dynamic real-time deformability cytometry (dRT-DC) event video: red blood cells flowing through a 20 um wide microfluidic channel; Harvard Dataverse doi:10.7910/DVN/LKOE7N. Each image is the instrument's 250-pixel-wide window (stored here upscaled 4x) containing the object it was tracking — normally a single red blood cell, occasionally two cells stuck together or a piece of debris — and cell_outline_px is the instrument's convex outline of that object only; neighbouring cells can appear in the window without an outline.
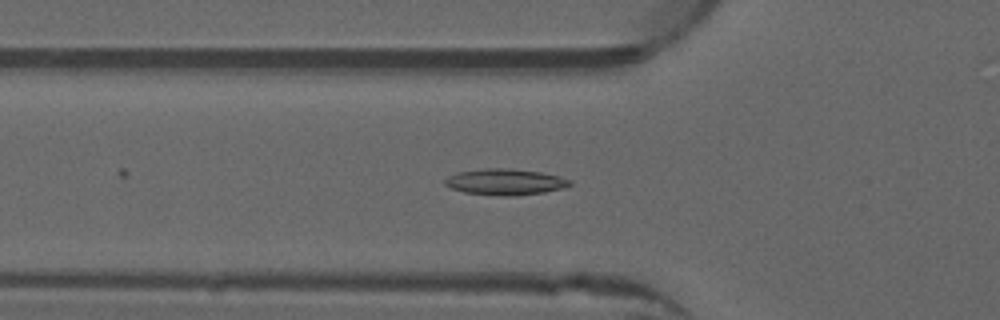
{"species": "common noctule bat (a hibernating species)", "species_latin": "Nyctalus noctula", "temperature_condition": "warm", "stored_images_in_passage": 25, "camera_frame_rate_fps": 3000, "um_per_image_px": 0.085, "animal": {"sex": "male", "forearm_length_mm": 52.5}, "frame": {"image": 1, "passage_image": 15, "time_ms": 4.667, "image_size_px": [1000, 320], "cell_outline_px": [[572, 184], [564, 188], [544, 192], [516, 196], [504, 196], [464, 192], [452, 188], [444, 184], [444, 180], [448, 176], [456, 172], [484, 168], [504, 168], [540, 172], [560, 176], [572, 180]], "centroid_in_image_um": [42.95, 15.46], "position_along_channel_um": 82.8, "area_um2": 19.07}}
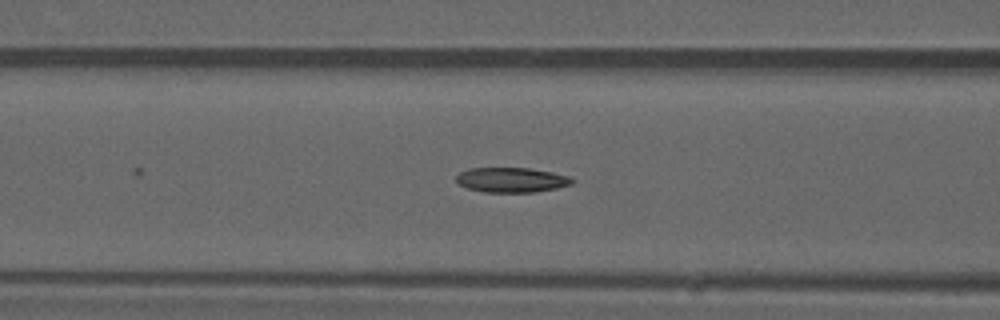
{"frame": {"image": 2, "passage_image": 18, "time_ms": 5.667, "image_size_px": [1000, 320], "cell_outline_px": [[576, 180], [572, 184], [556, 188], [536, 192], [484, 192], [468, 188], [460, 184], [456, 180], [456, 176], [460, 172], [468, 168], [528, 168], [552, 172], [572, 176]], "centroid_in_image_um": [43.52, 15.29], "position_along_channel_um": 123.1, "area_um2": 16.88}}
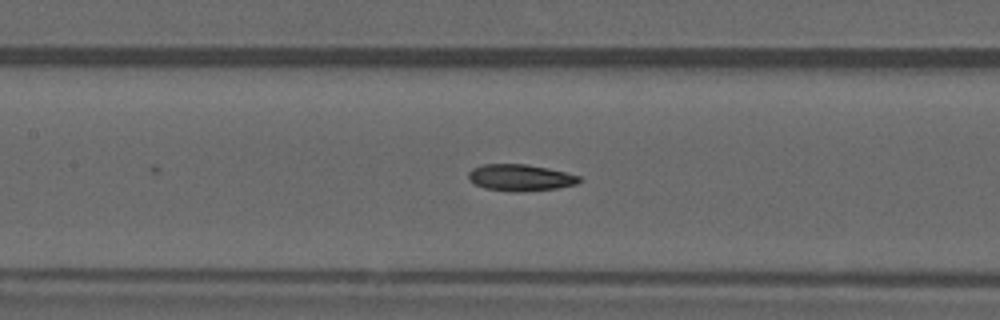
{"frame": {"image": 3, "passage_image": 21, "time_ms": 6.667, "image_size_px": [1000, 320], "cell_outline_px": [[584, 180], [576, 184], [556, 188], [516, 192], [512, 192], [484, 188], [468, 180], [468, 172], [472, 168], [484, 164], [528, 164], [548, 168], [580, 176]], "centroid_in_image_um": [44.22, 15.09], "position_along_channel_um": 163.2, "area_um2": 17.22}}